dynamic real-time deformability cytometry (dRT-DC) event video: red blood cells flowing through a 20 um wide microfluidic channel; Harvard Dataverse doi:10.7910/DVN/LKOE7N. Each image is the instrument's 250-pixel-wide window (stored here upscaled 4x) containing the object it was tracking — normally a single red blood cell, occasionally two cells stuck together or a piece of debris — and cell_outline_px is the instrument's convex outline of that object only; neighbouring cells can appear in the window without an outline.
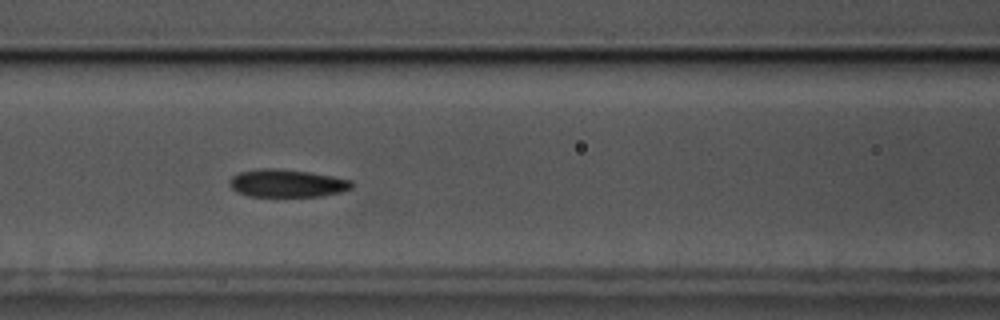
{"species": "common noctule bat (a hibernating species)", "species_latin": "Nyctalus noctula", "temperature_condition": "cold", "stored_images_in_passage": 57, "camera_frame_rate_fps": 3000, "um_per_image_px": 0.085, "animal": {"sex": "male", "body_mass_g": 17.5, "forearm_length_mm": 52.3}, "frame": {"image": 1, "passage_image": 24, "time_ms": 7.667, "image_size_px": [1000, 320], "cell_outline_px": [[356, 184], [352, 188], [340, 192], [320, 196], [248, 196], [236, 192], [228, 184], [228, 180], [232, 176], [240, 172], [264, 168], [276, 168], [308, 172], [332, 176], [352, 180]], "centroid_in_image_um": [24.39, 15.58], "position_along_channel_um": 142.2, "area_um2": 19.83}}
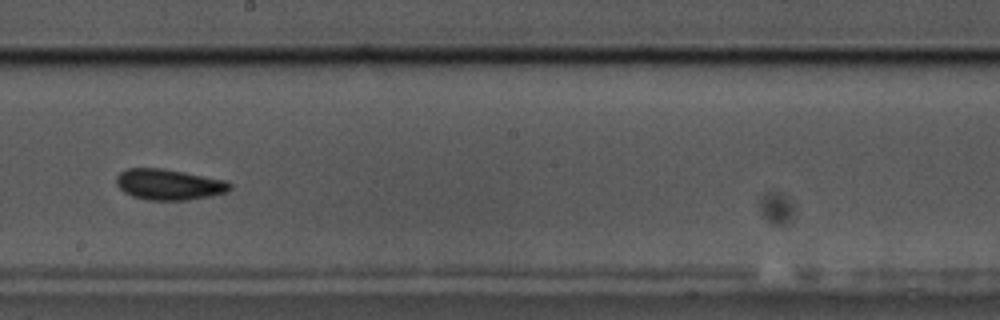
{"frame": {"image": 2, "passage_image": 32, "time_ms": 10.333, "image_size_px": [1000, 320], "cell_outline_px": [[232, 188], [228, 192], [212, 196], [188, 200], [148, 200], [132, 196], [124, 192], [116, 184], [116, 176], [120, 172], [128, 168], [164, 168], [224, 180], [232, 184]], "centroid_in_image_um": [14.36, 15.68], "position_along_channel_um": 233.8, "area_um2": 20.52}}
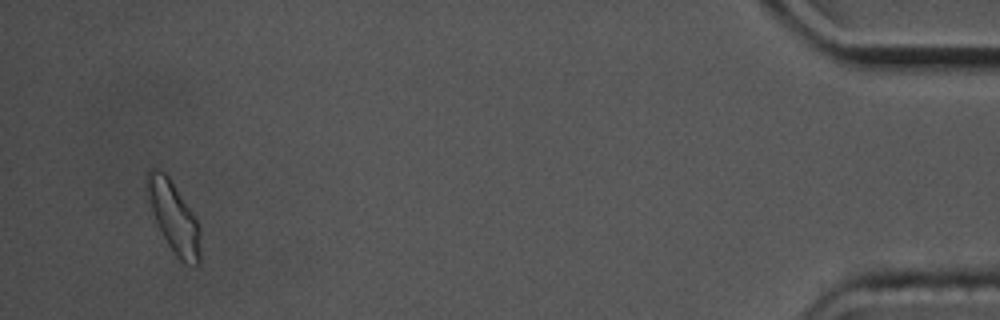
{"frame": {"image": 3, "passage_image": 55, "time_ms": 18.0, "image_size_px": [1000, 320], "cell_outline_px": [[200, 264], [196, 268], [184, 264], [176, 256], [168, 244], [156, 220], [144, 192], [144, 180], [148, 168], [156, 168], [164, 172], [168, 176], [196, 220], [200, 228]], "centroid_in_image_um": [14.74, 18.46], "position_along_channel_um": 420.5, "area_um2": 22.08}, "authors_computed_cell_mechanics": {"area_um2": 19.7098, "velocity_mm_per_s": 3.4582, "shape_relaxation_time_tau1_ms": 3.9584, "shape_relaxation_time_tau2_ms": 2.2891, "deformation_change_tau1": 0.1143, "deformation_change_tau2": 0.0818}}